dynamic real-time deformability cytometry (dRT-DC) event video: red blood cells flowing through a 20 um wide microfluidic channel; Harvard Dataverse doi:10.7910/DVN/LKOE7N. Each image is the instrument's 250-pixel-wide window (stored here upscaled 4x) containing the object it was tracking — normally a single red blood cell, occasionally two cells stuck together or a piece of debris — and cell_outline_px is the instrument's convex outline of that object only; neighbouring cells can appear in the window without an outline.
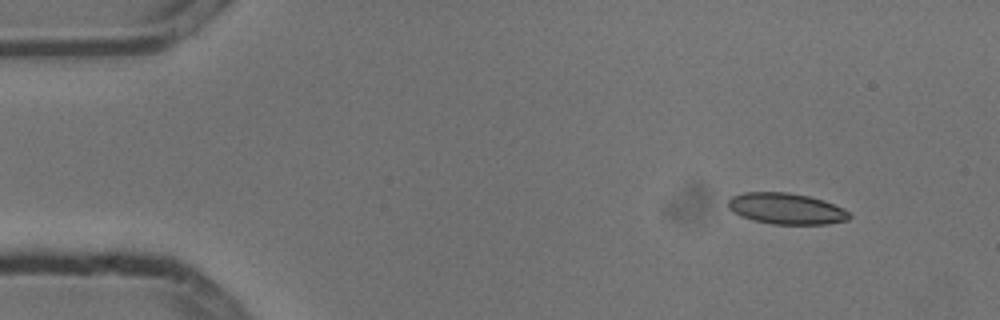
{"species": "common noctule bat (a hibernating species)", "species_latin": "Nyctalus noctula", "temperature_condition": "cold", "stored_images_in_passage": 4, "camera_frame_rate_fps": 3000, "um_per_image_px": 0.085, "animal": {"sex": "male", "body_mass_g": 13.3}, "frame": {"image": 1, "passage_image": 1, "time_ms": 0.0, "image_size_px": [1000, 320], "cell_outline_px": [[852, 216], [848, 220], [828, 224], [772, 224], [752, 220], [740, 216], [732, 212], [728, 208], [728, 200], [732, 196], [744, 192], [788, 192], [808, 196], [824, 200], [844, 208]], "centroid_in_image_um": [66.82, 17.73], "position_along_channel_um": 18.2, "area_um2": 22.2}}
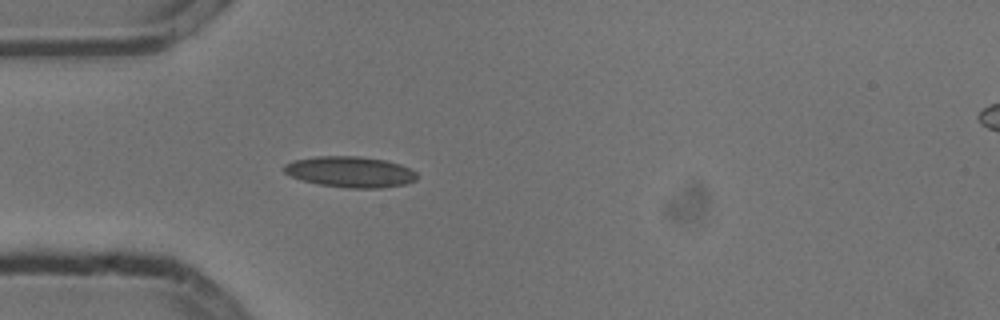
{"frame": {"image": 2, "passage_image": 4, "time_ms": 1.0, "image_size_px": [1000, 320], "cell_outline_px": [[416, 180], [404, 184], [380, 188], [344, 188], [316, 184], [300, 180], [284, 172], [284, 164], [292, 160], [316, 156], [360, 156], [384, 160], [400, 164], [416, 172]], "centroid_in_image_um": [29.72, 14.61], "position_along_channel_um": 55.3, "area_um2": 24.04}}